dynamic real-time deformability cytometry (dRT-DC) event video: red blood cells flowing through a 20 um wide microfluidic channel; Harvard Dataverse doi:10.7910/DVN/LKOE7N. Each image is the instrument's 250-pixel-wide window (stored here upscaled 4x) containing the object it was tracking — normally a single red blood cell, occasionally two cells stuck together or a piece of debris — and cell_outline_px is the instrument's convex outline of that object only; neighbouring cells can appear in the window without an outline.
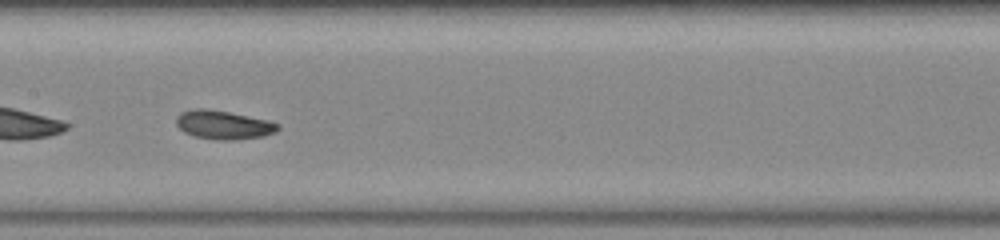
{"species": "common noctule bat (a hibernating species)", "species_latin": "Nyctalus noctula", "temperature_condition": "warm", "stored_images_in_passage": 33, "camera_frame_rate_fps": 3000, "um_per_image_px": 0.085, "animal": {"sex": "female", "body_mass_g": 23.0, "forearm_length_mm": 53.4}, "frame": {"image": 1, "passage_image": 10, "time_ms": 3.0, "image_size_px": [1000, 240], "cell_outline_px": [[280, 128], [276, 132], [264, 136], [236, 140], [216, 140], [192, 136], [184, 132], [176, 124], [176, 116], [180, 112], [192, 108], [204, 108], [228, 112], [268, 120], [280, 124]], "centroid_in_image_um": [18.98, 10.62], "position_along_channel_um": 188.4, "area_um2": 17.22}}
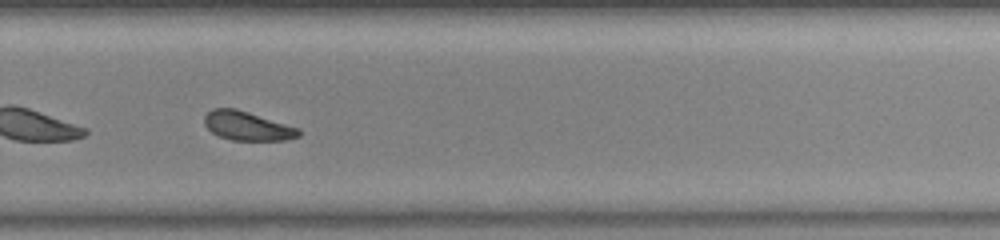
{"frame": {"image": 2, "passage_image": 19, "time_ms": 6.0, "image_size_px": [1000, 240], "cell_outline_px": [[300, 136], [288, 140], [232, 140], [220, 136], [212, 132], [204, 124], [204, 116], [212, 108], [236, 108], [300, 128]], "centroid_in_image_um": [21.04, 10.7], "position_along_channel_um": 308.8, "area_um2": 15.95}}